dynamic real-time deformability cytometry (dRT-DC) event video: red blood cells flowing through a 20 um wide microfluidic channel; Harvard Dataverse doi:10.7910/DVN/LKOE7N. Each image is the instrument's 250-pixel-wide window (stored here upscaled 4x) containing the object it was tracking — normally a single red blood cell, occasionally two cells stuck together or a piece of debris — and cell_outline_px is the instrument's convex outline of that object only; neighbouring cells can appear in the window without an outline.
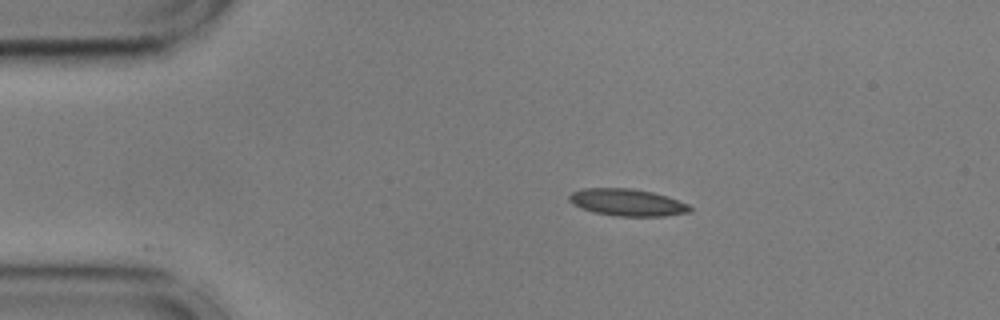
{"species": "common noctule bat (a hibernating species)", "species_latin": "Nyctalus noctula", "temperature_condition": "cold", "stored_images_in_passage": 8, "camera_frame_rate_fps": 3000, "um_per_image_px": 0.085, "animal": {"sex": "male", "body_mass_g": 17.9, "forearm_length_mm": 54.2}, "frame": {"image": 1, "passage_image": 1, "time_ms": 0.0, "image_size_px": [1000, 320], "cell_outline_px": [[692, 212], [664, 216], [616, 216], [596, 212], [580, 208], [572, 204], [568, 200], [568, 196], [572, 192], [584, 188], [632, 188], [652, 192], [668, 196], [688, 204], [692, 208]], "centroid_in_image_um": [53.33, 17.2], "position_along_channel_um": 31.7, "area_um2": 19.13}}